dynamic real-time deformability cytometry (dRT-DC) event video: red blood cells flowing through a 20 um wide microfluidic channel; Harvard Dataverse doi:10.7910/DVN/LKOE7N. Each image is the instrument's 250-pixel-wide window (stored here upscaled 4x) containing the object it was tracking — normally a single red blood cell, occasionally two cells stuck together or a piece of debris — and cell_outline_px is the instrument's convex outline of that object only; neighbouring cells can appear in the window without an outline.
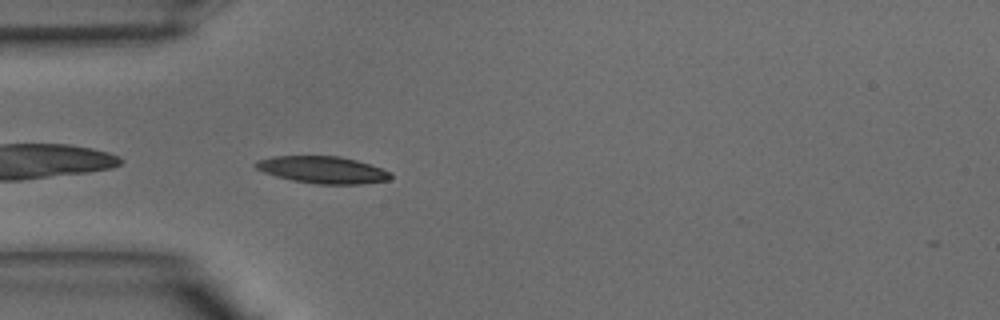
{"species": "common noctule bat (a hibernating species)", "species_latin": "Nyctalus noctula", "temperature_condition": "warm", "stored_images_in_passage": 26, "camera_frame_rate_fps": 3000, "um_per_image_px": 0.085, "animal": {"sex": "male", "body_mass_g": 15.6}, "frame": {"image": 1, "passage_image": 1, "time_ms": 0.0, "image_size_px": [1000, 320], "cell_outline_px": [[392, 176], [388, 180], [360, 184], [316, 184], [292, 180], [276, 176], [264, 172], [256, 168], [252, 164], [256, 160], [272, 156], [340, 156], [356, 160], [392, 172]], "centroid_in_image_um": [27.39, 14.43], "position_along_channel_um": 57.6, "area_um2": 21.27}}